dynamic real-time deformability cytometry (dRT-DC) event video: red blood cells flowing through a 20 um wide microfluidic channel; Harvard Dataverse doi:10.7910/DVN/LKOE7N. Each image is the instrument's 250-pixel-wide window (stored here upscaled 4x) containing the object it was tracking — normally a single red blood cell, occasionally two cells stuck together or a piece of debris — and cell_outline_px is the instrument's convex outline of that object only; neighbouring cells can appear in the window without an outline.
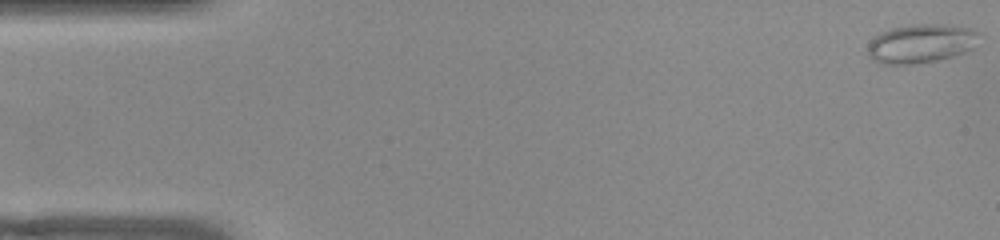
{"species": "common noctule bat (a hibernating species)", "species_latin": "Nyctalus noctula", "temperature_condition": "warm", "stored_images_in_passage": 52, "camera_frame_rate_fps": 3000, "um_per_image_px": 0.085, "animal": {"sex": "female", "body_mass_g": 22.0, "forearm_length_mm": 56.7}, "frame": {"image": 1, "passage_image": 1, "time_ms": 0.0, "image_size_px": [1000, 240], "cell_outline_px": [[976, 32], [972, 48], [964, 52], [952, 56], [936, 60], [912, 64], [884, 64], [872, 60], [868, 56], [868, 44], [880, 32], [892, 28], [912, 24], [944, 24], [968, 28]], "centroid_in_image_um": [78.19, 3.7], "position_along_channel_um": 6.8, "area_um2": 24.74}}
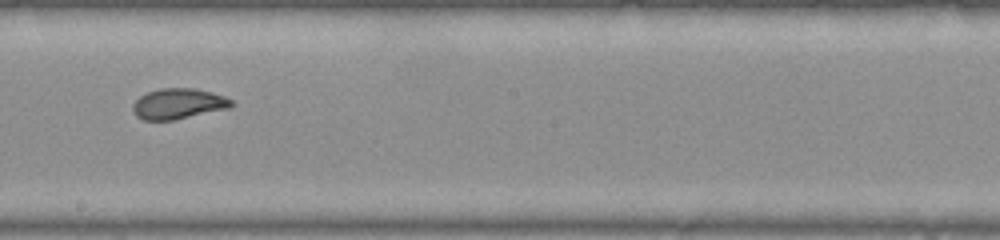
{"frame": {"image": 2, "passage_image": 29, "time_ms": 9.333, "image_size_px": [1000, 240], "cell_outline_px": [[236, 104], [232, 108], [172, 120], [144, 120], [136, 116], [132, 112], [132, 104], [140, 96], [148, 92], [160, 88], [196, 88], [212, 92], [224, 96], [232, 100]], "centroid_in_image_um": [15.19, 8.82], "position_along_channel_um": 233.0, "area_um2": 17.8}}
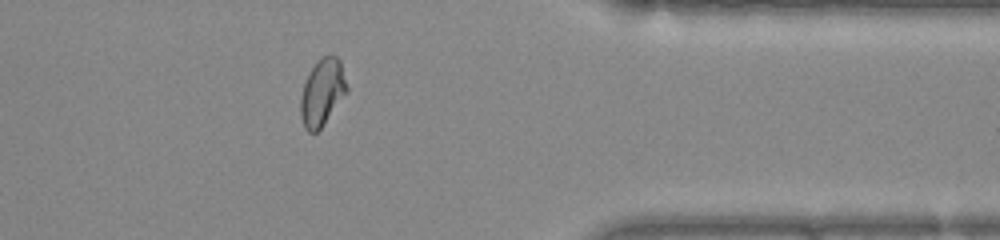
{"frame": {"image": 3, "passage_image": 42, "time_ms": 13.667, "image_size_px": [1000, 240], "cell_outline_px": [[348, 92], [320, 128], [316, 132], [308, 132], [304, 128], [300, 116], [300, 96], [308, 72], [316, 60], [320, 56], [336, 56], [340, 60], [348, 88]], "centroid_in_image_um": [27.37, 7.83], "position_along_channel_um": 384.0, "area_um2": 18.15}, "authors_computed_cell_mechanics": {"area_um2": 18.6116, "velocity_mm_per_s": 3.8807, "shape_relaxation_time_tau1_ms": 9.9401, "shape_relaxation_time_tau2_ms": null, "deformation_change_tau1": 0.2128, "deformation_change_tau2": null}}